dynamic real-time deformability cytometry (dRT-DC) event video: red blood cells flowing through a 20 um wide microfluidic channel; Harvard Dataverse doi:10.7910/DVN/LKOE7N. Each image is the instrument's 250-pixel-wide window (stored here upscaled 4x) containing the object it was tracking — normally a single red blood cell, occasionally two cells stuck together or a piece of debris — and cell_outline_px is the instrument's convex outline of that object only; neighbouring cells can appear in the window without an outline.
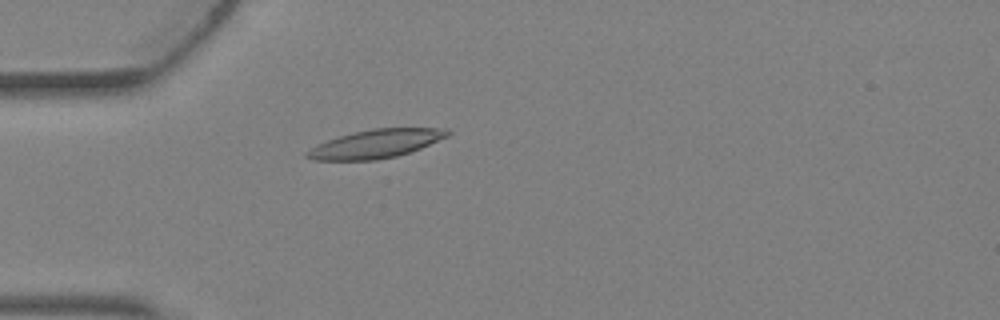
{"species": "Egyptian fruit bat (a non-hibernating species)", "species_latin": "Rousettus aegyptiacus", "temperature_condition": "warm", "stored_images_in_passage": 5, "camera_frame_rate_fps": 3000, "um_per_image_px": 0.085, "animal": {"sex": "female"}, "frame": {"image": 1, "passage_image": 5, "time_ms": 1.333, "image_size_px": [1000, 320], "cell_outline_px": [[452, 132], [448, 136], [420, 148], [396, 156], [376, 160], [312, 160], [304, 156], [304, 152], [316, 144], [340, 136], [372, 128], [448, 128]], "centroid_in_image_um": [31.92, 12.22], "position_along_channel_um": 53.1, "area_um2": 23.24}}